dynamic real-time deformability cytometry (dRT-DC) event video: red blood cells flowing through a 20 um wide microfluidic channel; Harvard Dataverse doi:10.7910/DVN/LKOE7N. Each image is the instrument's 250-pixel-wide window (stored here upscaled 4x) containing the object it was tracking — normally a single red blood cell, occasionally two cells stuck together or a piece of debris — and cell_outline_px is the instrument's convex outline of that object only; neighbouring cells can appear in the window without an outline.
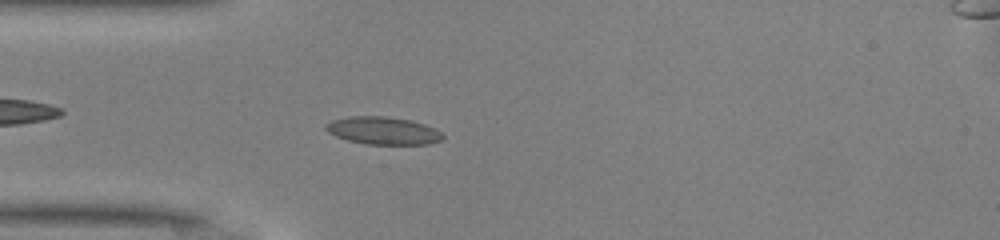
{"species": "common noctule bat (a hibernating species)", "species_latin": "Nyctalus noctula", "temperature_condition": "warm", "stored_images_in_passage": 40, "camera_frame_rate_fps": 3000, "um_per_image_px": 0.085, "animal": {"sex": "male", "body_mass_g": 13.0, "forearm_length_mm": 53.1}, "frame": {"image": 1, "passage_image": 5, "time_ms": 1.333, "image_size_px": [1000, 240], "cell_outline_px": [[444, 136], [440, 140], [428, 144], [364, 144], [348, 140], [336, 136], [328, 132], [324, 128], [324, 124], [332, 120], [348, 116], [388, 116], [412, 120], [436, 128]], "centroid_in_image_um": [32.54, 11.09], "position_along_channel_um": 52.5, "area_um2": 18.96}}
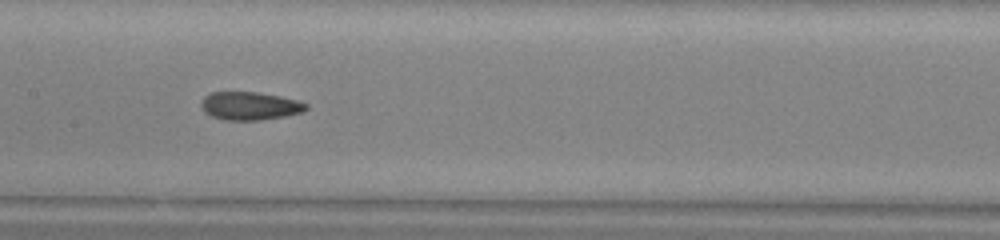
{"frame": {"image": 2, "passage_image": 15, "time_ms": 4.667, "image_size_px": [1000, 240], "cell_outline_px": [[308, 108], [304, 112], [284, 116], [260, 120], [224, 120], [212, 116], [204, 112], [200, 104], [204, 96], [212, 92], [256, 92], [280, 96], [296, 100], [308, 104]], "centroid_in_image_um": [21.23, 9.0], "position_along_channel_um": 186.2, "area_um2": 17.22}}
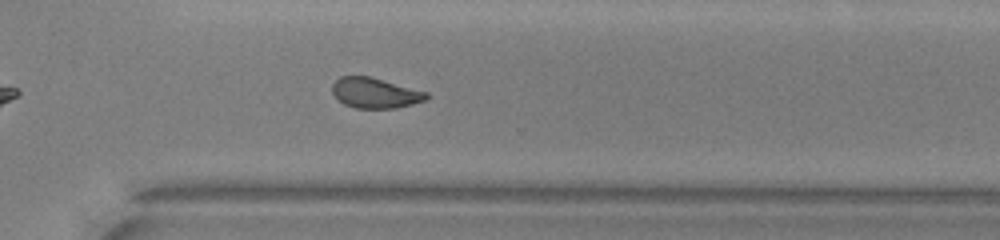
{"frame": {"image": 3, "passage_image": 26, "time_ms": 8.333, "image_size_px": [1000, 240], "cell_outline_px": [[428, 100], [396, 108], [356, 108], [344, 104], [332, 92], [332, 84], [340, 76], [372, 76], [428, 92]], "centroid_in_image_um": [31.91, 7.89], "position_along_channel_um": 338.7, "area_um2": 16.76}, "authors_computed_cell_mechanics": {"area_um2": 17.6579, "velocity_mm_per_s": 4.1683, "shape_relaxation_time_tau1_ms": 9.372, "shape_relaxation_time_tau2_ms": 2.156, "deformation_change_tau1": 0.2002, "deformation_change_tau2": 0.0684}}